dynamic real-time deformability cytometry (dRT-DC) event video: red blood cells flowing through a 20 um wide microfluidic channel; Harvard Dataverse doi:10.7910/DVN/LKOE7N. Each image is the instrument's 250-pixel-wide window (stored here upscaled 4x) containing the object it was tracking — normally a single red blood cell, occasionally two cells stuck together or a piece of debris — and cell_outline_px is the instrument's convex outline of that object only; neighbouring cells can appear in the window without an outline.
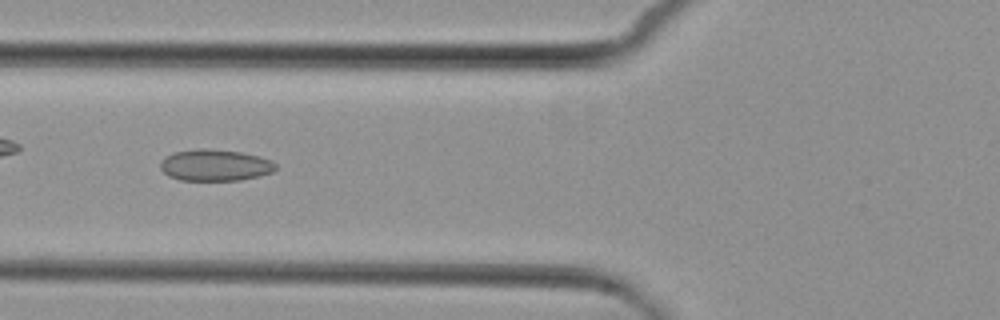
{"species": "common noctule bat (a hibernating species)", "species_latin": "Nyctalus noctula", "temperature_condition": "cold", "stored_images_in_passage": 6, "camera_frame_rate_fps": 3000, "um_per_image_px": 0.085, "animal": {"sex": "female", "body_mass_g": 29.2, "forearm_length_mm": 56.3}, "frame": {"image": 1, "passage_image": 4, "time_ms": 4.333, "image_size_px": [1000, 320], "cell_outline_px": [[276, 168], [272, 172], [260, 176], [240, 180], [180, 180], [168, 176], [160, 168], [160, 160], [164, 156], [172, 152], [196, 148], [204, 148], [240, 152], [260, 156], [272, 160], [276, 164]], "centroid_in_image_um": [18.25, 14.03], "position_along_channel_um": 107.5, "area_um2": 21.44}}
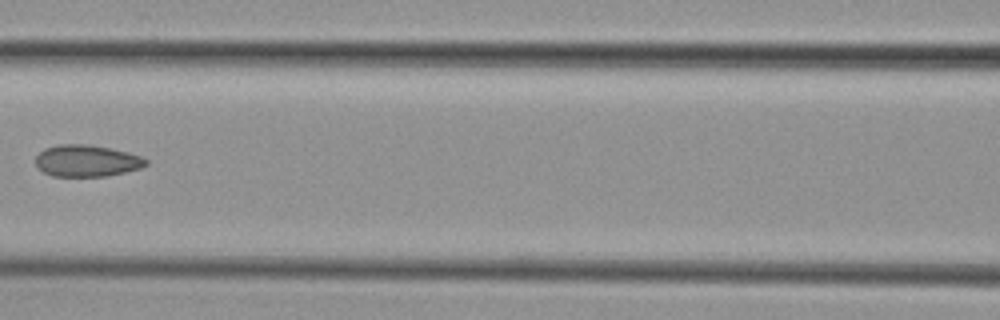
{"frame": {"image": 2, "passage_image": 5, "time_ms": 5.667, "image_size_px": [1000, 320], "cell_outline_px": [[148, 164], [140, 168], [124, 172], [104, 176], [52, 176], [36, 168], [36, 156], [44, 148], [60, 144], [88, 144], [112, 148], [128, 152], [140, 156], [148, 160]], "centroid_in_image_um": [7.36, 13.66], "position_along_channel_um": 159.2, "area_um2": 20.46}}
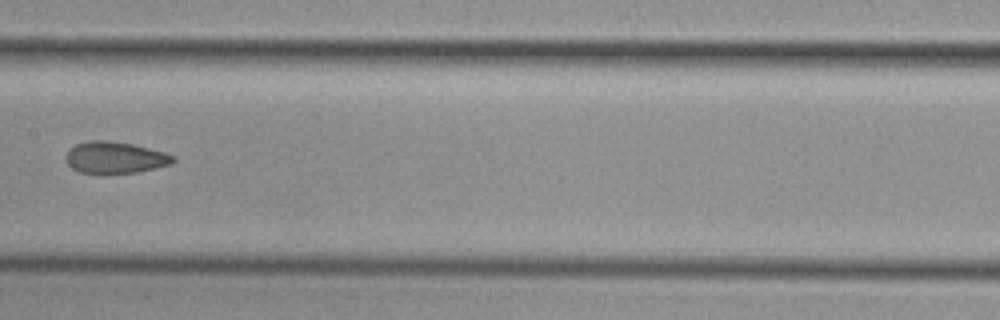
{"frame": {"image": 3, "passage_image": 6, "time_ms": 6.667, "image_size_px": [1000, 320], "cell_outline_px": [[176, 160], [172, 164], [136, 172], [108, 176], [96, 176], [80, 172], [72, 168], [64, 160], [64, 156], [68, 148], [76, 144], [88, 140], [108, 140], [132, 144], [164, 152], [176, 156]], "centroid_in_image_um": [9.71, 13.43], "position_along_channel_um": 197.7, "area_um2": 20.69}}